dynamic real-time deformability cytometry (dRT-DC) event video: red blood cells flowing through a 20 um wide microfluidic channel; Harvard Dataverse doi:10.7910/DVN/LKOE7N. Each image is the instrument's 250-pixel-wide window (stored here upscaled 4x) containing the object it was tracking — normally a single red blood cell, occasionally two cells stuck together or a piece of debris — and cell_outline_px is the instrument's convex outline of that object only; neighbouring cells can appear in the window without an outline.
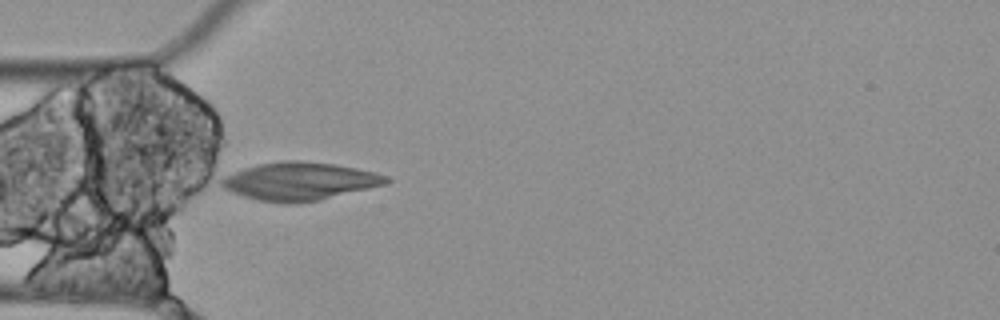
{"species": "Egyptian fruit bat (a non-hibernating species)", "species_latin": "Rousettus aegyptiacus", "temperature_condition": "cold", "stored_images_in_passage": 3, "camera_frame_rate_fps": 3000, "um_per_image_px": 0.085, "animal": {"sex": "female"}, "frame": {"image": 1, "passage_image": 1, "time_ms": 0.0, "image_size_px": [1000, 320], "cell_outline_px": [[392, 180], [384, 184], [320, 200], [256, 200], [232, 192], [224, 188], [220, 184], [220, 180], [224, 176], [244, 168], [256, 164], [280, 160], [300, 160], [336, 164], [376, 172], [388, 176]], "centroid_in_image_um": [25.47, 15.35], "position_along_channel_um": 59.5, "area_um2": 35.6}}
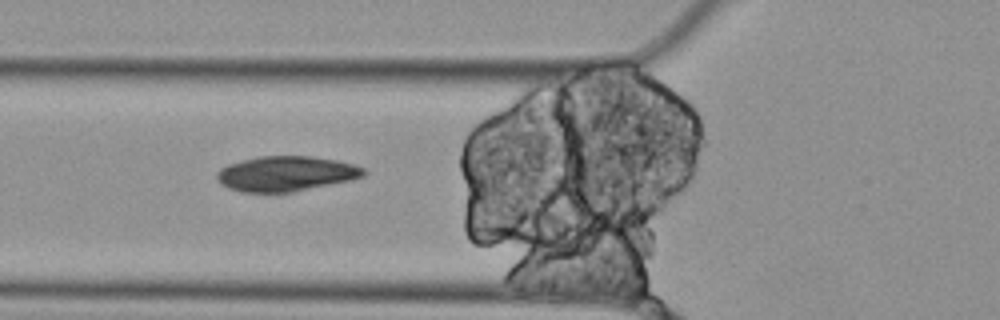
{"frame": {"image": 2, "passage_image": 2, "time_ms": 0.333, "image_size_px": [1000, 320], "cell_outline_px": [[368, 172], [364, 176], [348, 180], [292, 192], [244, 192], [228, 188], [220, 184], [216, 176], [216, 172], [220, 168], [228, 164], [260, 156], [312, 156], [336, 160], [352, 164], [364, 168]], "centroid_in_image_um": [24.28, 14.76], "position_along_channel_um": 101.5, "area_um2": 29.82}}
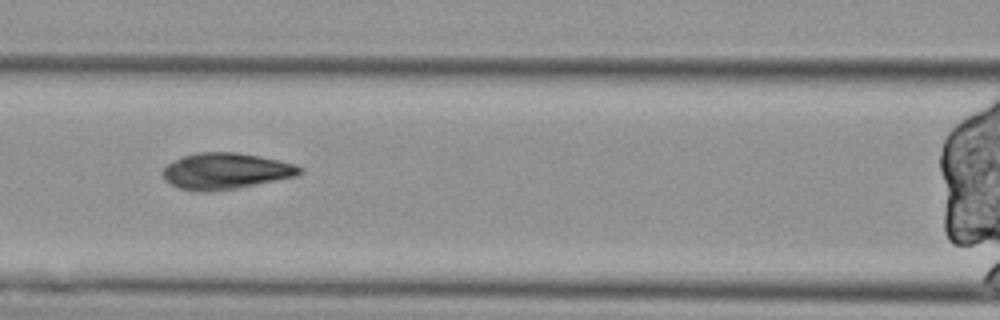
{"frame": {"image": 3, "passage_image": 3, "time_ms": 0.667, "image_size_px": [1000, 320], "cell_outline_px": [[304, 172], [296, 176], [240, 188], [212, 192], [200, 192], [180, 188], [164, 180], [164, 168], [168, 164], [184, 156], [196, 152], [236, 152], [260, 156], [296, 164], [304, 168]], "centroid_in_image_um": [19.24, 14.55], "position_along_channel_um": 147.4, "area_um2": 29.02}}